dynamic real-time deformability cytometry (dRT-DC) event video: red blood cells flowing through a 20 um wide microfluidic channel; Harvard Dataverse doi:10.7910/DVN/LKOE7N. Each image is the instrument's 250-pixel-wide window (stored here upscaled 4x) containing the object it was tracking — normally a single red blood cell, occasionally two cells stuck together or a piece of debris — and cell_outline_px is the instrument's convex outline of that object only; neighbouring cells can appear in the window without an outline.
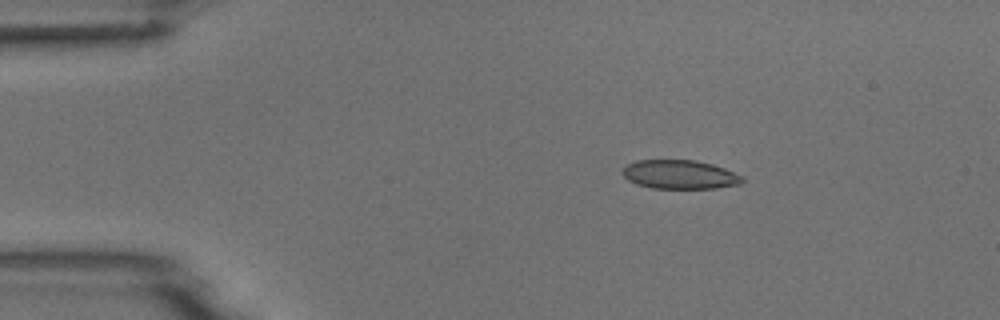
{"species": "common noctule bat (a hibernating species)", "species_latin": "Nyctalus noctula", "temperature_condition": "room temperature", "stored_images_in_passage": 5, "camera_frame_rate_fps": 3000, "um_per_image_px": 0.085, "animal": {"sex": "male", "body_mass_g": 18.8}, "frame": {"image": 1, "passage_image": 3, "time_ms": 2.333, "image_size_px": [1000, 320], "cell_outline_px": [[744, 180], [740, 184], [716, 188], [652, 188], [636, 184], [628, 180], [624, 176], [624, 168], [628, 164], [636, 160], [696, 160], [712, 164], [724, 168], [744, 176]], "centroid_in_image_um": [57.81, 14.83], "position_along_channel_um": 27.2, "area_um2": 20.11}}
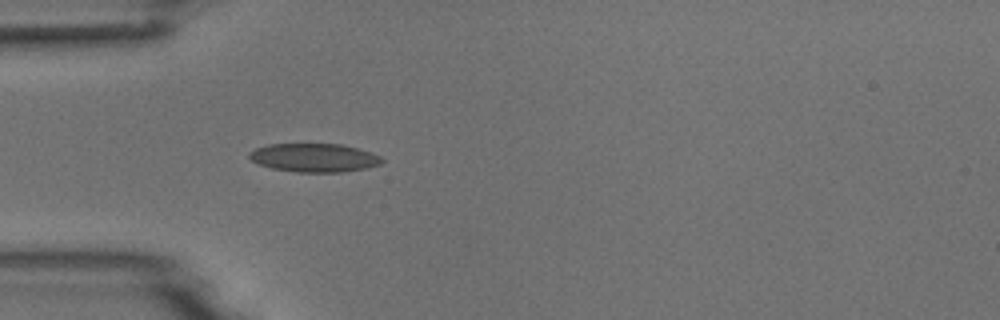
{"frame": {"image": 2, "passage_image": 5, "time_ms": 4.667, "image_size_px": [1000, 320], "cell_outline_px": [[384, 160], [380, 164], [364, 168], [344, 172], [296, 172], [272, 168], [260, 164], [252, 160], [248, 156], [248, 152], [256, 148], [268, 144], [344, 144], [372, 152], [380, 156]], "centroid_in_image_um": [26.72, 13.4], "position_along_channel_um": 58.3, "area_um2": 22.08}}